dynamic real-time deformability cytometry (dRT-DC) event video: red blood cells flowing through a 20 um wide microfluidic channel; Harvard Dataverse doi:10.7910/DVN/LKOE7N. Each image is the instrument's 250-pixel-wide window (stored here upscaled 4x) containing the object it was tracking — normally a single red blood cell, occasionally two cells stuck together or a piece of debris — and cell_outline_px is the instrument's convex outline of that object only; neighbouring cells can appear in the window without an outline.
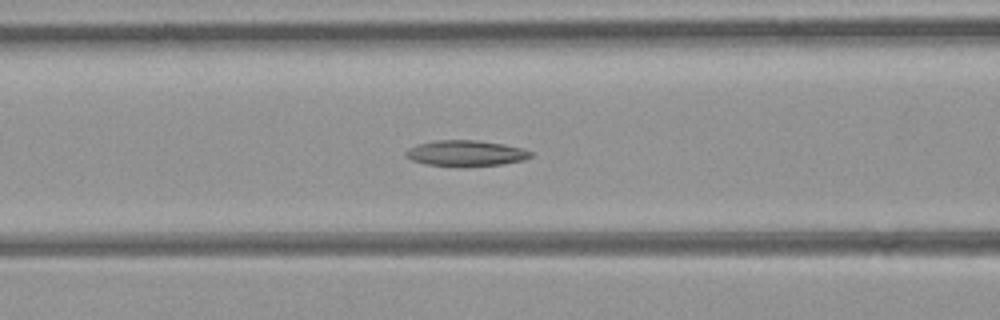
{"species": "common noctule bat (a hibernating species)", "species_latin": "Nyctalus noctula", "temperature_condition": "room temperature", "stored_images_in_passage": 46, "camera_frame_rate_fps": 3000, "um_per_image_px": 0.085, "animal": {"sex": "female", "body_mass_g": 21.9}, "frame": {"image": 1, "passage_image": 18, "time_ms": 5.667, "image_size_px": [1000, 320], "cell_outline_px": [[532, 156], [524, 160], [504, 164], [464, 168], [428, 164], [412, 160], [404, 156], [404, 152], [408, 148], [420, 144], [436, 140], [476, 140], [504, 144], [520, 148], [532, 152]], "centroid_in_image_um": [39.59, 13.05], "position_along_channel_um": 127.0, "area_um2": 19.07}}
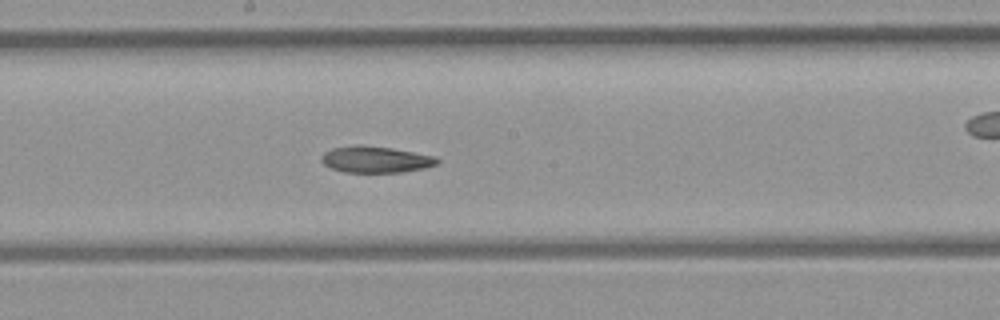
{"frame": {"image": 2, "passage_image": 24, "time_ms": 7.667, "image_size_px": [1000, 320], "cell_outline_px": [[440, 160], [436, 164], [424, 168], [400, 172], [344, 172], [332, 168], [324, 164], [320, 160], [320, 156], [324, 152], [332, 148], [356, 144], [360, 144], [392, 148], [436, 156]], "centroid_in_image_um": [31.9, 13.54], "position_along_channel_um": 216.3, "area_um2": 17.92}}
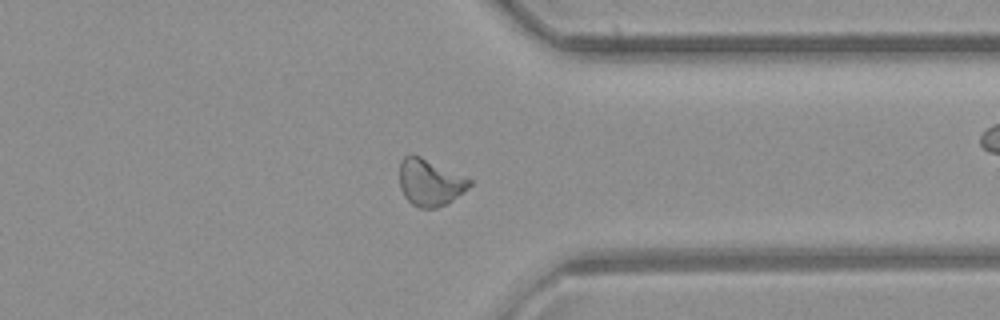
{"frame": {"image": 3, "passage_image": 35, "time_ms": 11.333, "image_size_px": [1000, 320], "cell_outline_px": [[472, 184], [468, 188], [448, 204], [436, 208], [420, 208], [412, 204], [404, 196], [400, 188], [400, 160], [404, 156], [412, 152], [472, 180]], "centroid_in_image_um": [36.52, 15.5], "position_along_channel_um": 374.9, "area_um2": 19.19}}